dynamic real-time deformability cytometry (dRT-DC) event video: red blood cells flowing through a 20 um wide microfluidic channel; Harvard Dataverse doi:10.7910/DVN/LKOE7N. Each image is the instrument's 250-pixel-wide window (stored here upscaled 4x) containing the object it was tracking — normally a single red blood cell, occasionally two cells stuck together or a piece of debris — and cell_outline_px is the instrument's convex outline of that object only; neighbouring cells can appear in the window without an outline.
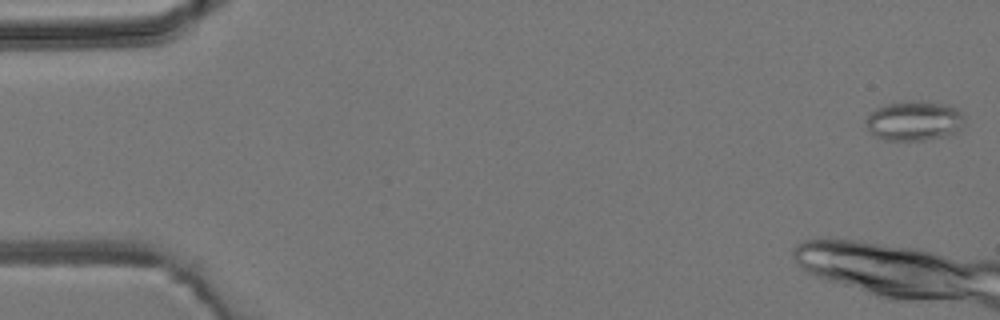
{"species": "common noctule bat (a hibernating species)", "species_latin": "Nyctalus noctula", "temperature_condition": "room temperature", "stored_images_in_passage": 5, "camera_frame_rate_fps": 3000, "um_per_image_px": 0.085, "animal": {"sex": "male", "body_mass_g": 19.2, "forearm_length_mm": 51.8}, "frame": {"image": 1, "passage_image": 1, "time_ms": 0.0, "image_size_px": [1000, 320], "cell_outline_px": [[964, 120], [956, 132], [944, 136], [924, 140], [884, 140], [872, 136], [868, 128], [868, 116], [876, 108], [888, 104], [944, 104], [956, 108], [964, 116]], "centroid_in_image_um": [77.69, 10.34], "position_along_channel_um": 7.3, "area_um2": 21.68}}